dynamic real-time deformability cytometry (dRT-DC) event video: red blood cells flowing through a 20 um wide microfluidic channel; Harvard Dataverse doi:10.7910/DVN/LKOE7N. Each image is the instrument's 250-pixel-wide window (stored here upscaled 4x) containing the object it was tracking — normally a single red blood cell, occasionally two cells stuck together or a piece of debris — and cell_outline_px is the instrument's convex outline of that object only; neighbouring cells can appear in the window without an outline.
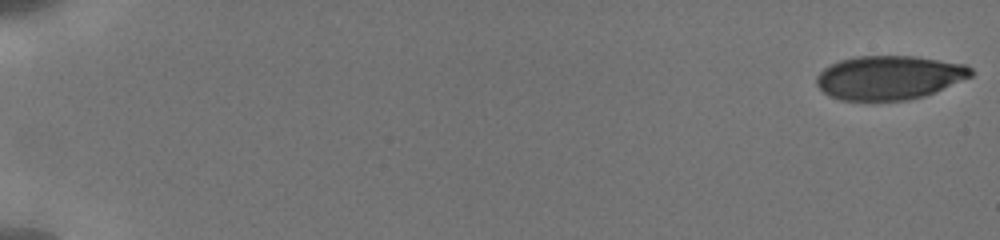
{"species": "human", "species_latin": "Homo sapiens", "temperature_condition": "cold", "stored_images_in_passage": 17, "camera_frame_rate_fps": 3000, "um_per_image_px": 0.085, "donor": {"sex": "male"}, "frame": {"image": 1, "passage_image": 1, "time_ms": 0.0, "image_size_px": [1000, 240], "cell_outline_px": [[976, 72], [972, 76], [936, 92], [924, 96], [908, 100], [840, 100], [828, 96], [816, 84], [816, 76], [824, 68], [840, 60], [856, 56], [912, 56], [964, 64], [972, 68]], "centroid_in_image_um": [75.59, 6.6], "position_along_channel_um": 9.4, "area_um2": 39.59}}
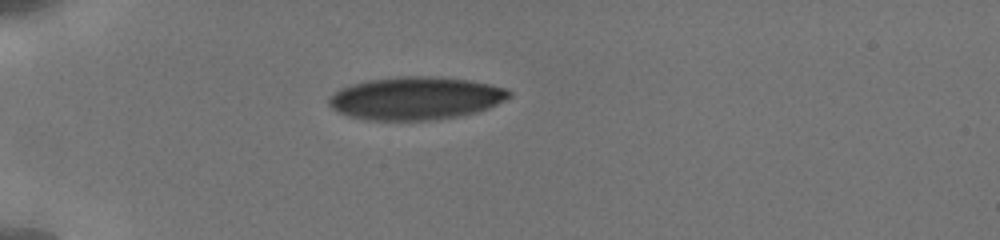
{"frame": {"image": 2, "passage_image": 12, "time_ms": 5.333, "image_size_px": [1000, 240], "cell_outline_px": [[512, 96], [488, 108], [476, 112], [460, 116], [432, 120], [368, 120], [348, 116], [336, 112], [328, 104], [328, 96], [340, 88], [352, 84], [368, 80], [400, 76], [436, 76], [472, 80], [508, 88], [512, 92]], "centroid_in_image_um": [35.33, 8.34], "position_along_channel_um": 49.7, "area_um2": 45.49}}
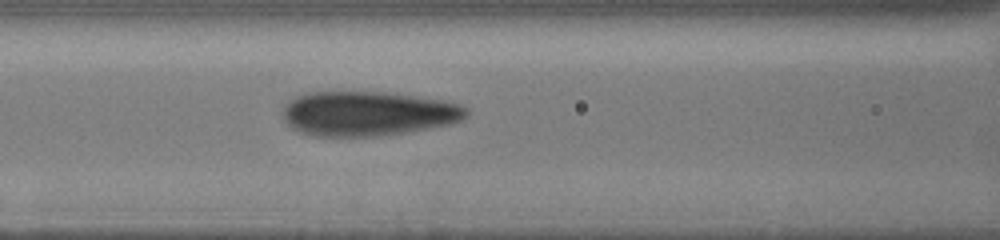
{"frame": {"image": 3, "passage_image": 17, "time_ms": 8.333, "image_size_px": [1000, 240], "cell_outline_px": [[468, 116], [452, 124], [380, 136], [312, 136], [300, 132], [292, 128], [284, 120], [284, 108], [288, 100], [296, 96], [308, 92], [384, 92], [444, 100], [468, 108]], "centroid_in_image_um": [31.25, 9.65], "position_along_channel_um": 135.3, "area_um2": 47.63}}